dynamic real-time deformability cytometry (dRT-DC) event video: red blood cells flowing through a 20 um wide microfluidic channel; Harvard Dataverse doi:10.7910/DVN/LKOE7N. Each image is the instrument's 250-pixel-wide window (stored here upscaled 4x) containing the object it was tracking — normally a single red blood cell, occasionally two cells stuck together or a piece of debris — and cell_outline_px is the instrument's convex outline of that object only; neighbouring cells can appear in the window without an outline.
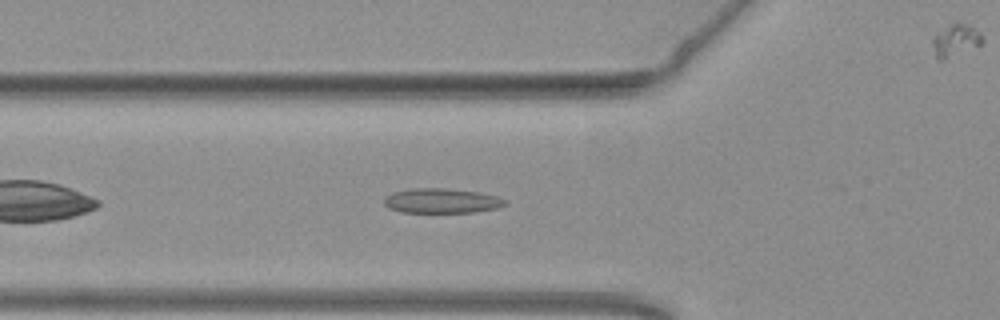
{"species": "common noctule bat (a hibernating species)", "species_latin": "Nyctalus noctula", "temperature_condition": "warm", "stored_images_in_passage": 20, "camera_frame_rate_fps": 3000, "um_per_image_px": 0.085, "animal": {"sex": "female", "body_mass_g": 19.3, "forearm_length_mm": 54.1}, "frame": {"image": 1, "passage_image": 7, "time_ms": 2.0, "image_size_px": [1000, 320], "cell_outline_px": [[508, 204], [496, 208], [472, 212], [400, 212], [388, 208], [384, 204], [384, 196], [392, 192], [412, 188], [444, 188], [480, 192], [496, 196], [508, 200]], "centroid_in_image_um": [37.52, 17.06], "position_along_channel_um": 88.3, "area_um2": 17.57}}
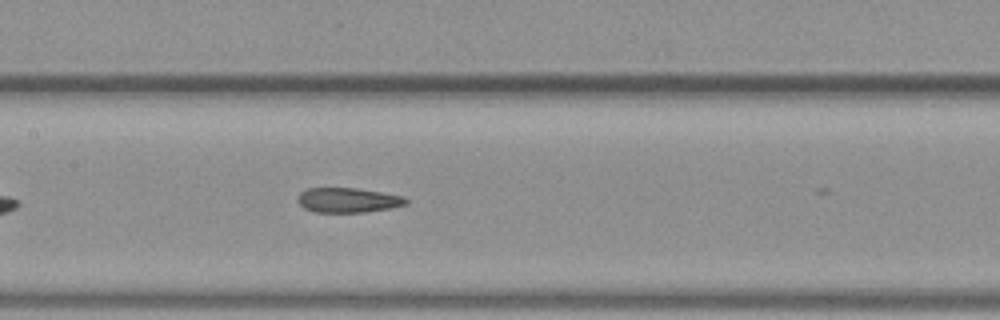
{"frame": {"image": 2, "passage_image": 14, "time_ms": 4.333, "image_size_px": [1000, 320], "cell_outline_px": [[408, 204], [392, 208], [364, 212], [312, 212], [304, 208], [296, 200], [300, 192], [308, 188], [356, 188], [404, 196], [408, 200]], "centroid_in_image_um": [29.57, 17.01], "position_along_channel_um": 177.8, "area_um2": 15.72}}
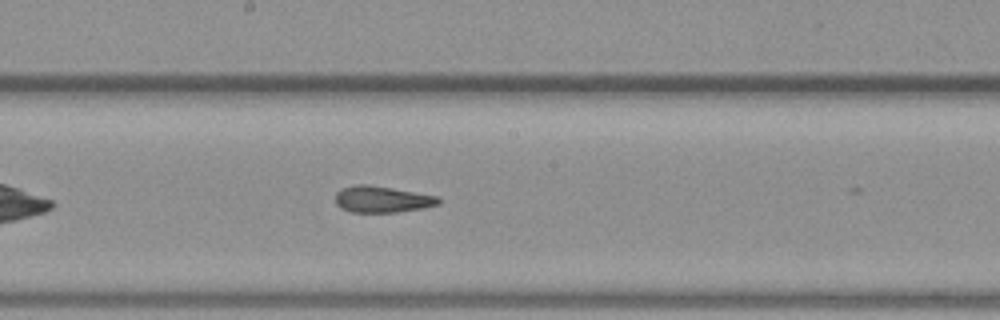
{"frame": {"image": 3, "passage_image": 17, "time_ms": 5.333, "image_size_px": [1000, 320], "cell_outline_px": [[444, 200], [440, 204], [424, 208], [396, 212], [348, 212], [340, 208], [336, 204], [336, 192], [340, 188], [352, 184], [368, 184], [440, 196]], "centroid_in_image_um": [32.5, 16.93], "position_along_channel_um": 215.7, "area_um2": 16.3}}